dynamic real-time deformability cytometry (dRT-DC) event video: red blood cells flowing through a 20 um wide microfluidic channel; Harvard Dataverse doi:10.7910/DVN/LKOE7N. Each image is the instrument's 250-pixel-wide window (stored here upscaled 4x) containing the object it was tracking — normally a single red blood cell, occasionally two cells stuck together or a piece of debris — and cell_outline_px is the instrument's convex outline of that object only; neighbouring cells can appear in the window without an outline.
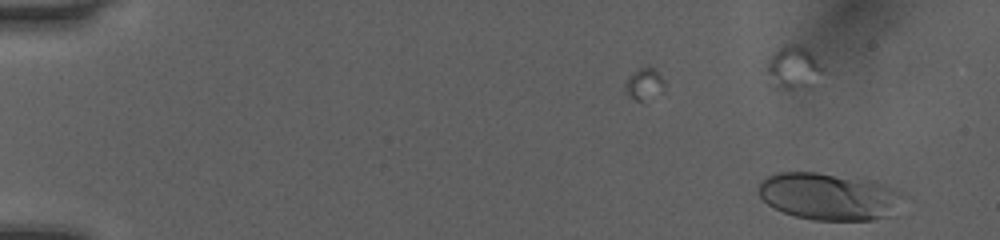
{"species": "human", "species_latin": "Homo sapiens", "temperature_condition": "room temperature", "stored_images_in_passage": 45, "camera_frame_rate_fps": 3000, "um_per_image_px": 0.085, "donor": {"sex": "female"}, "frame": {"image": 1, "passage_image": 2, "time_ms": 0.333, "image_size_px": [1000, 240], "cell_outline_px": [[900, 196], [884, 216], [872, 220], [812, 220], [796, 216], [784, 212], [768, 204], [760, 196], [760, 180], [776, 172], [816, 172], [876, 180], [896, 188], [900, 192]], "centroid_in_image_um": [70.37, 16.66], "position_along_channel_um": 14.6, "area_um2": 39.02}}
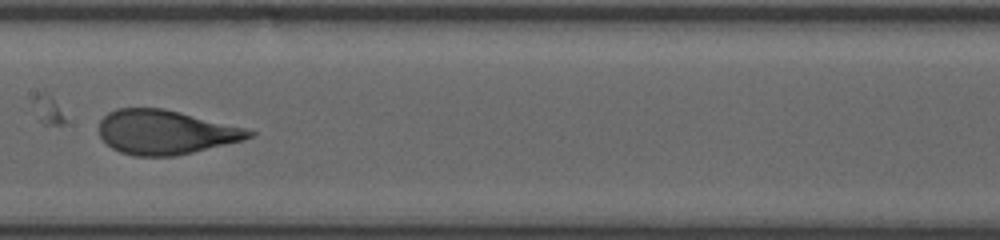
{"frame": {"image": 2, "passage_image": 26, "time_ms": 8.333, "image_size_px": [1000, 240], "cell_outline_px": [[256, 132], [252, 136], [244, 140], [192, 152], [172, 156], [136, 156], [120, 152], [112, 148], [100, 136], [100, 120], [108, 112], [116, 108], [164, 108], [244, 128]], "centroid_in_image_um": [14.03, 11.23], "position_along_channel_um": 193.4, "area_um2": 38.32}}
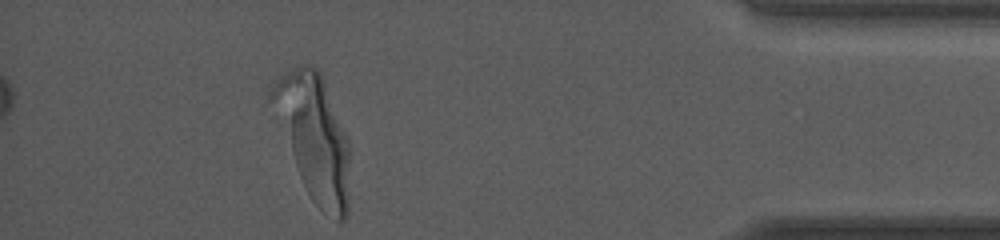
{"frame": {"image": 3, "passage_image": 45, "time_ms": 14.667, "image_size_px": [1000, 240], "cell_outline_px": [[348, 212], [344, 220], [336, 220], [320, 208], [312, 200], [300, 176], [264, 100], [268, 88], [288, 68], [300, 64], [308, 64], [316, 68], [320, 72], [348, 136]], "centroid_in_image_um": [26.58, 11.54], "position_along_channel_um": 408.6, "area_um2": 57.4}, "authors_computed_cell_mechanics": {"area_um2": 38.6104, "velocity_mm_per_s": 4.0545, "shape_relaxation_time_tau1_ms": 2.9338, "shape_relaxation_time_tau2_ms": null, "deformation_change_tau1": 0.1903, "deformation_change_tau2": null}}